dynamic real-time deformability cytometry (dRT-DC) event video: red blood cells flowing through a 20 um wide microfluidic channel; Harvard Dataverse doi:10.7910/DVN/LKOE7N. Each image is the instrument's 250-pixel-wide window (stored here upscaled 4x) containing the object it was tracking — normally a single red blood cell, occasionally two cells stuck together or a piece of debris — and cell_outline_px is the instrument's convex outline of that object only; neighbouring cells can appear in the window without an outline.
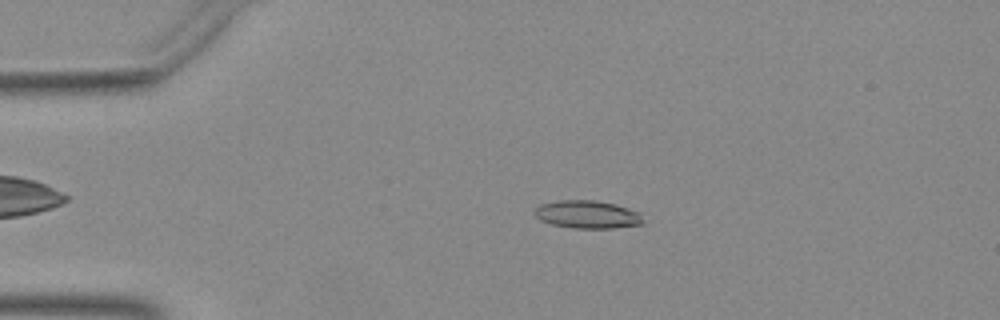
{"species": "Egyptian fruit bat (a non-hibernating species)", "species_latin": "Rousettus aegyptiacus", "temperature_condition": "warm", "stored_images_in_passage": 38, "camera_frame_rate_fps": 3000, "um_per_image_px": 0.085, "animal": {"sex": "female"}, "frame": {"image": 1, "passage_image": 5, "time_ms": 1.333, "image_size_px": [1000, 320], "cell_outline_px": [[644, 224], [612, 228], [572, 228], [552, 224], [540, 220], [532, 212], [540, 204], [560, 200], [596, 200], [616, 204], [640, 212]], "centroid_in_image_um": [49.93, 18.22], "position_along_channel_um": 35.1, "area_um2": 17.74}}
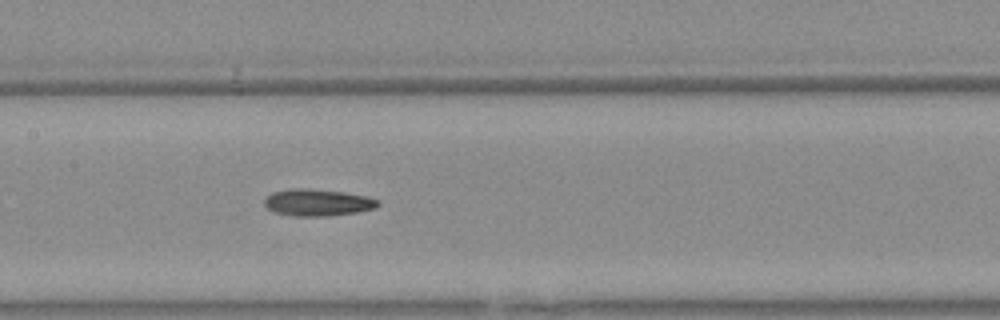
{"frame": {"image": 2, "passage_image": 19, "time_ms": 6.0, "image_size_px": [1000, 320], "cell_outline_px": [[380, 204], [372, 208], [356, 212], [328, 216], [292, 216], [276, 212], [268, 208], [264, 204], [264, 200], [272, 192], [288, 188], [304, 188], [344, 192], [368, 196], [380, 200]], "centroid_in_image_um": [26.99, 17.2], "position_along_channel_um": 180.4, "area_um2": 17.74}}
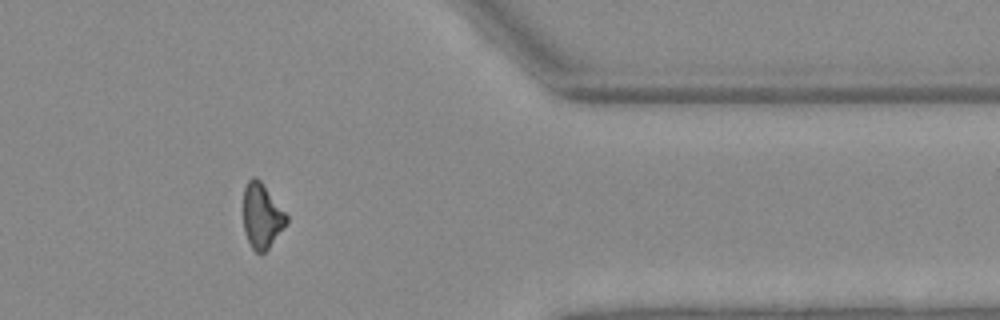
{"frame": {"image": 3, "passage_image": 36, "time_ms": 11.667, "image_size_px": [1000, 320], "cell_outline_px": [[288, 220], [268, 248], [264, 252], [256, 252], [252, 248], [244, 232], [244, 188], [248, 180], [252, 176], [256, 176], [260, 180], [288, 216]], "centroid_in_image_um": [22.23, 18.32], "position_along_channel_um": 389.2, "area_um2": 15.95}}